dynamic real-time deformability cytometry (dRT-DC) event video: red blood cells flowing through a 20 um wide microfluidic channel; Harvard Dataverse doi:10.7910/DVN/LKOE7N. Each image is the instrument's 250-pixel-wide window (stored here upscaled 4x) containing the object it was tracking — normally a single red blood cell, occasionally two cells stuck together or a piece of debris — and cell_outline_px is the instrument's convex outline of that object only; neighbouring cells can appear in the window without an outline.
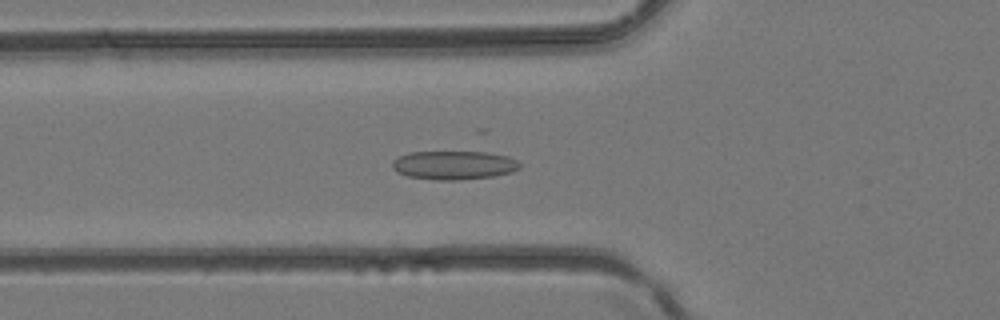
{"species": "common noctule bat (a hibernating species)", "species_latin": "Nyctalus noctula", "temperature_condition": "room temperature", "stored_images_in_passage": 43, "camera_frame_rate_fps": 3000, "um_per_image_px": 0.085, "animal": {"sex": "female", "body_mass_g": 24.6, "forearm_length_mm": 56.2}, "frame": {"image": 1, "passage_image": 16, "time_ms": 5.0, "image_size_px": [1000, 320], "cell_outline_px": [[520, 168], [512, 172], [492, 176], [460, 180], [436, 180], [408, 176], [396, 172], [392, 168], [392, 160], [408, 152], [476, 148], [480, 148], [508, 156], [516, 160], [520, 164]], "centroid_in_image_um": [38.61, 13.96], "position_along_channel_um": 87.2, "area_um2": 22.77}}
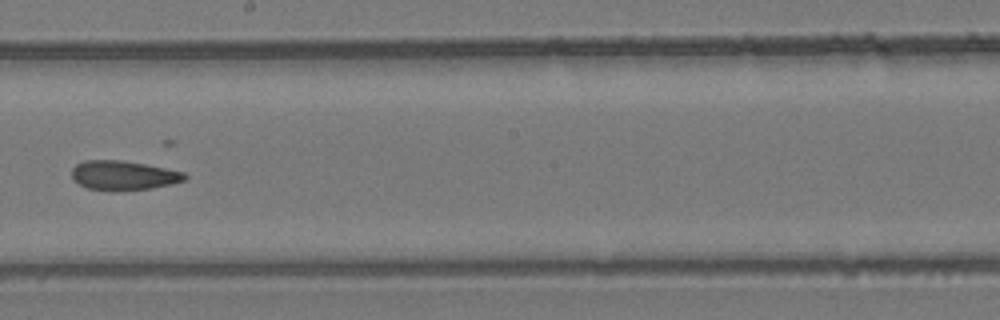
{"frame": {"image": 2, "passage_image": 25, "time_ms": 8.0, "image_size_px": [1000, 320], "cell_outline_px": [[188, 176], [184, 180], [172, 184], [152, 188], [112, 192], [88, 188], [80, 184], [72, 176], [72, 168], [76, 164], [84, 160], [120, 160], [144, 164], [184, 172]], "centroid_in_image_um": [10.49, 14.92], "position_along_channel_um": 237.7, "area_um2": 19.36}}
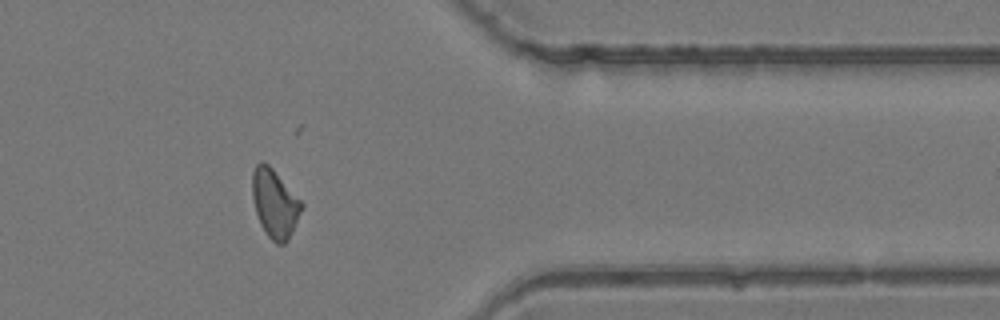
{"frame": {"image": 3, "passage_image": 35, "time_ms": 11.333, "image_size_px": [1000, 320], "cell_outline_px": [[304, 204], [288, 240], [284, 244], [276, 244], [268, 236], [260, 224], [256, 212], [252, 196], [252, 172], [256, 164], [260, 160], [268, 164], [272, 168]], "centroid_in_image_um": [23.33, 17.28], "position_along_channel_um": 388.1, "area_um2": 19.42}}